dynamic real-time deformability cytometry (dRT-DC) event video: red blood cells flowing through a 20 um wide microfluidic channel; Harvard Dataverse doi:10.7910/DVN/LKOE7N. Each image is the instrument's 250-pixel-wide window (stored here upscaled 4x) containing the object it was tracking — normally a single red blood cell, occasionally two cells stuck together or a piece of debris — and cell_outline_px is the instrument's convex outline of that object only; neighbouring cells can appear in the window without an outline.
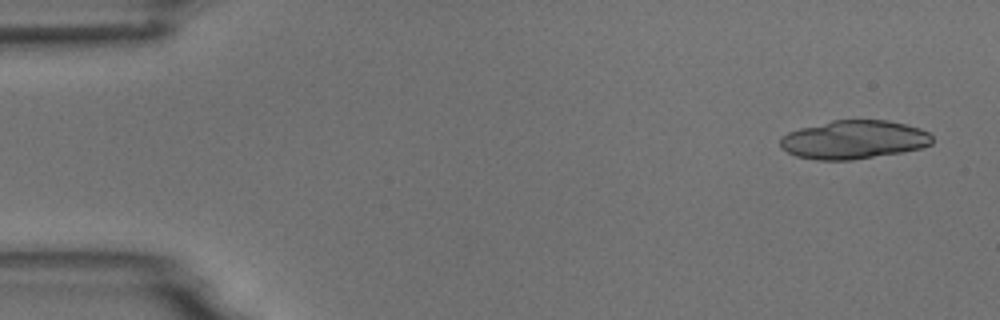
{"species": "common noctule bat (a hibernating species)", "species_latin": "Nyctalus noctula", "temperature_condition": "room temperature", "stored_images_in_passage": 9, "camera_frame_rate_fps": 3000, "um_per_image_px": 0.085, "animal": {"sex": "male", "body_mass_g": 18.8}, "frame": {"image": 1, "passage_image": 1, "time_ms": 0.0, "image_size_px": [1000, 320], "cell_outline_px": [[932, 144], [920, 148], [904, 152], [852, 160], [816, 160], [796, 156], [780, 148], [780, 136], [788, 132], [800, 128], [832, 120], [888, 120], [920, 128], [928, 132], [932, 136]], "centroid_in_image_um": [72.56, 11.88], "position_along_channel_um": 12.4, "area_um2": 34.33}}
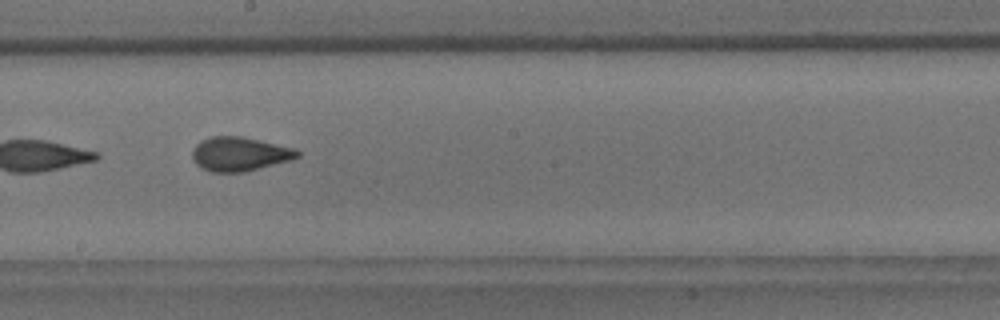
{"frame": {"image": 2, "passage_image": 8, "time_ms": 9.0, "image_size_px": [1000, 320], "cell_outline_px": [[300, 156], [292, 160], [244, 172], [212, 172], [200, 168], [196, 164], [192, 156], [192, 152], [196, 144], [200, 140], [212, 136], [244, 136], [296, 148], [300, 152]], "centroid_in_image_um": [20.39, 13.08], "position_along_channel_um": 227.8, "area_um2": 21.15}}